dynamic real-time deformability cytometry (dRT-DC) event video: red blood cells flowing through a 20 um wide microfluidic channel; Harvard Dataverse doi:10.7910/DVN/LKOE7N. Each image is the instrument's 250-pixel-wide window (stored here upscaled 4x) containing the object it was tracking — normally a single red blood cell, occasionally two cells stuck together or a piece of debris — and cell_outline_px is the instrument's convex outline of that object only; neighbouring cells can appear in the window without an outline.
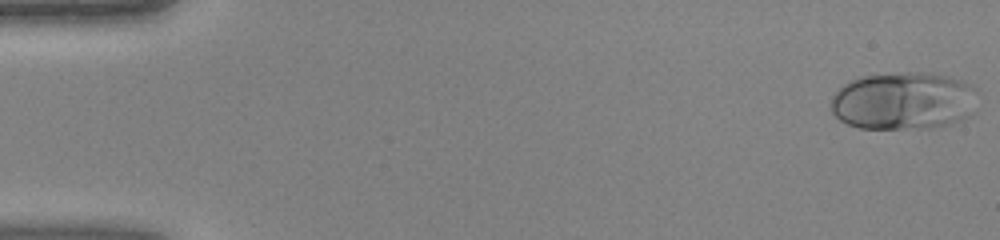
{"species": "human", "species_latin": "Homo sapiens", "temperature_condition": "warm", "stored_images_in_passage": 45, "camera_frame_rate_fps": 3000, "um_per_image_px": 0.085, "donor": {"sex": "female"}, "frame": {"image": 1, "passage_image": 1, "time_ms": 0.0, "image_size_px": [1000, 240], "cell_outline_px": [[976, 88], [968, 116], [952, 124], [928, 128], [860, 128], [848, 124], [840, 120], [832, 112], [832, 96], [844, 84], [860, 76], [908, 72], [932, 72], [948, 76], [972, 84]], "centroid_in_image_um": [76.77, 8.56], "position_along_channel_um": 8.2, "area_um2": 49.07}}
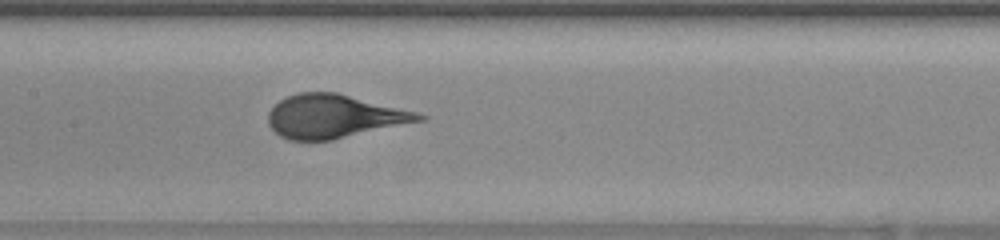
{"frame": {"image": 2, "passage_image": 22, "time_ms": 7.0, "image_size_px": [1000, 240], "cell_outline_px": [[428, 120], [332, 140], [288, 140], [280, 136], [268, 124], [268, 112], [280, 100], [288, 96], [300, 92], [336, 92], [416, 112], [428, 116]], "centroid_in_image_um": [28.43, 9.9], "position_along_channel_um": 179.0, "area_um2": 38.15}}
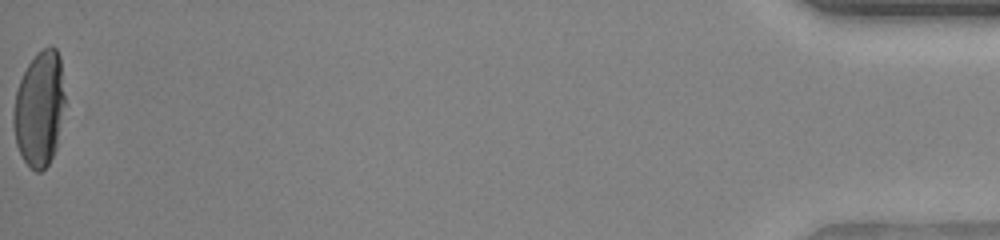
{"frame": {"image": 3, "passage_image": 45, "time_ms": 14.667, "image_size_px": [1000, 240], "cell_outline_px": [[64, 104], [56, 148], [48, 164], [40, 172], [36, 172], [24, 160], [16, 144], [12, 124], [12, 112], [16, 92], [20, 80], [28, 64], [44, 48], [52, 44], [56, 48], [60, 56], [64, 96]], "centroid_in_image_um": [3.33, 9.24], "position_along_channel_um": 431.9, "area_um2": 34.28}}